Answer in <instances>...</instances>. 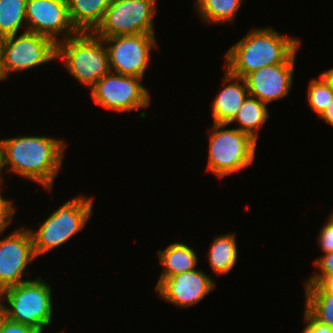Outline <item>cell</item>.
Segmentation results:
<instances>
[{
    "label": "cell",
    "instance_id": "6da1fadb",
    "mask_svg": "<svg viewBox=\"0 0 333 333\" xmlns=\"http://www.w3.org/2000/svg\"><path fill=\"white\" fill-rule=\"evenodd\" d=\"M67 147L65 140L47 136H20L0 140L2 171L16 173L51 192ZM7 167V168H6Z\"/></svg>",
    "mask_w": 333,
    "mask_h": 333
},
{
    "label": "cell",
    "instance_id": "7a4b0ae2",
    "mask_svg": "<svg viewBox=\"0 0 333 333\" xmlns=\"http://www.w3.org/2000/svg\"><path fill=\"white\" fill-rule=\"evenodd\" d=\"M300 38L289 37L274 28H252L225 54V68L245 78L265 66L284 63L300 47Z\"/></svg>",
    "mask_w": 333,
    "mask_h": 333
},
{
    "label": "cell",
    "instance_id": "3957f363",
    "mask_svg": "<svg viewBox=\"0 0 333 333\" xmlns=\"http://www.w3.org/2000/svg\"><path fill=\"white\" fill-rule=\"evenodd\" d=\"M56 59L62 60L70 76L87 88L110 72L106 44L93 32H79L57 43Z\"/></svg>",
    "mask_w": 333,
    "mask_h": 333
},
{
    "label": "cell",
    "instance_id": "277c9868",
    "mask_svg": "<svg viewBox=\"0 0 333 333\" xmlns=\"http://www.w3.org/2000/svg\"><path fill=\"white\" fill-rule=\"evenodd\" d=\"M52 300V287L40 276L0 292V303L5 308L6 317L34 327L41 333L51 325Z\"/></svg>",
    "mask_w": 333,
    "mask_h": 333
},
{
    "label": "cell",
    "instance_id": "5b68a950",
    "mask_svg": "<svg viewBox=\"0 0 333 333\" xmlns=\"http://www.w3.org/2000/svg\"><path fill=\"white\" fill-rule=\"evenodd\" d=\"M93 197L76 196L52 212L36 231L28 229L36 257L56 249L83 231L92 216Z\"/></svg>",
    "mask_w": 333,
    "mask_h": 333
},
{
    "label": "cell",
    "instance_id": "8992f818",
    "mask_svg": "<svg viewBox=\"0 0 333 333\" xmlns=\"http://www.w3.org/2000/svg\"><path fill=\"white\" fill-rule=\"evenodd\" d=\"M209 136L207 172L220 179L249 167L256 157L257 141L227 124H212Z\"/></svg>",
    "mask_w": 333,
    "mask_h": 333
},
{
    "label": "cell",
    "instance_id": "52a82bcc",
    "mask_svg": "<svg viewBox=\"0 0 333 333\" xmlns=\"http://www.w3.org/2000/svg\"><path fill=\"white\" fill-rule=\"evenodd\" d=\"M156 0H111L93 33L99 38L155 34Z\"/></svg>",
    "mask_w": 333,
    "mask_h": 333
},
{
    "label": "cell",
    "instance_id": "ba28073f",
    "mask_svg": "<svg viewBox=\"0 0 333 333\" xmlns=\"http://www.w3.org/2000/svg\"><path fill=\"white\" fill-rule=\"evenodd\" d=\"M142 80L136 76L110 71L90 88V95L96 105L118 113L146 110L150 105V94L141 84Z\"/></svg>",
    "mask_w": 333,
    "mask_h": 333
},
{
    "label": "cell",
    "instance_id": "9c48e42d",
    "mask_svg": "<svg viewBox=\"0 0 333 333\" xmlns=\"http://www.w3.org/2000/svg\"><path fill=\"white\" fill-rule=\"evenodd\" d=\"M57 58V44L49 37L29 31L7 36L3 55V80Z\"/></svg>",
    "mask_w": 333,
    "mask_h": 333
},
{
    "label": "cell",
    "instance_id": "30bf717a",
    "mask_svg": "<svg viewBox=\"0 0 333 333\" xmlns=\"http://www.w3.org/2000/svg\"><path fill=\"white\" fill-rule=\"evenodd\" d=\"M155 36V34H136L103 38L110 71L144 79L151 51L158 47Z\"/></svg>",
    "mask_w": 333,
    "mask_h": 333
},
{
    "label": "cell",
    "instance_id": "8fae6325",
    "mask_svg": "<svg viewBox=\"0 0 333 333\" xmlns=\"http://www.w3.org/2000/svg\"><path fill=\"white\" fill-rule=\"evenodd\" d=\"M26 21L27 31L56 44L79 33L71 22L67 0H27Z\"/></svg>",
    "mask_w": 333,
    "mask_h": 333
},
{
    "label": "cell",
    "instance_id": "7c38bea8",
    "mask_svg": "<svg viewBox=\"0 0 333 333\" xmlns=\"http://www.w3.org/2000/svg\"><path fill=\"white\" fill-rule=\"evenodd\" d=\"M34 259L37 257L27 228H17L0 239V292L28 281L22 277L28 264Z\"/></svg>",
    "mask_w": 333,
    "mask_h": 333
},
{
    "label": "cell",
    "instance_id": "4fadbf2b",
    "mask_svg": "<svg viewBox=\"0 0 333 333\" xmlns=\"http://www.w3.org/2000/svg\"><path fill=\"white\" fill-rule=\"evenodd\" d=\"M296 50L284 63L273 64L248 74L244 79L249 95L267 105L285 98L293 83Z\"/></svg>",
    "mask_w": 333,
    "mask_h": 333
},
{
    "label": "cell",
    "instance_id": "5bb4252c",
    "mask_svg": "<svg viewBox=\"0 0 333 333\" xmlns=\"http://www.w3.org/2000/svg\"><path fill=\"white\" fill-rule=\"evenodd\" d=\"M207 273L199 269L165 278L157 287L158 295L178 308H188L199 303L216 286Z\"/></svg>",
    "mask_w": 333,
    "mask_h": 333
},
{
    "label": "cell",
    "instance_id": "9a60e30c",
    "mask_svg": "<svg viewBox=\"0 0 333 333\" xmlns=\"http://www.w3.org/2000/svg\"><path fill=\"white\" fill-rule=\"evenodd\" d=\"M223 78V89L212 102L213 123L227 124L235 118L237 112L249 95L244 78L232 75L226 68Z\"/></svg>",
    "mask_w": 333,
    "mask_h": 333
},
{
    "label": "cell",
    "instance_id": "2e32d148",
    "mask_svg": "<svg viewBox=\"0 0 333 333\" xmlns=\"http://www.w3.org/2000/svg\"><path fill=\"white\" fill-rule=\"evenodd\" d=\"M163 267L157 287L165 278L196 269L198 256L192 247L182 242L169 244L165 249L157 251Z\"/></svg>",
    "mask_w": 333,
    "mask_h": 333
},
{
    "label": "cell",
    "instance_id": "e0dca14e",
    "mask_svg": "<svg viewBox=\"0 0 333 333\" xmlns=\"http://www.w3.org/2000/svg\"><path fill=\"white\" fill-rule=\"evenodd\" d=\"M111 0H67L72 24L79 32H93L102 22Z\"/></svg>",
    "mask_w": 333,
    "mask_h": 333
},
{
    "label": "cell",
    "instance_id": "ac0fdd59",
    "mask_svg": "<svg viewBox=\"0 0 333 333\" xmlns=\"http://www.w3.org/2000/svg\"><path fill=\"white\" fill-rule=\"evenodd\" d=\"M237 241L234 233L218 235L213 239L208 251V260L213 274L225 275L238 262Z\"/></svg>",
    "mask_w": 333,
    "mask_h": 333
},
{
    "label": "cell",
    "instance_id": "d6986e66",
    "mask_svg": "<svg viewBox=\"0 0 333 333\" xmlns=\"http://www.w3.org/2000/svg\"><path fill=\"white\" fill-rule=\"evenodd\" d=\"M269 116L267 104L248 95L237 115L229 124L237 122L238 130L249 134L258 141V131L266 123Z\"/></svg>",
    "mask_w": 333,
    "mask_h": 333
},
{
    "label": "cell",
    "instance_id": "ffe728a7",
    "mask_svg": "<svg viewBox=\"0 0 333 333\" xmlns=\"http://www.w3.org/2000/svg\"><path fill=\"white\" fill-rule=\"evenodd\" d=\"M243 0H195V10L206 24L234 23Z\"/></svg>",
    "mask_w": 333,
    "mask_h": 333
},
{
    "label": "cell",
    "instance_id": "44dd1931",
    "mask_svg": "<svg viewBox=\"0 0 333 333\" xmlns=\"http://www.w3.org/2000/svg\"><path fill=\"white\" fill-rule=\"evenodd\" d=\"M27 0H0V34L7 37L27 31Z\"/></svg>",
    "mask_w": 333,
    "mask_h": 333
},
{
    "label": "cell",
    "instance_id": "7402d4cb",
    "mask_svg": "<svg viewBox=\"0 0 333 333\" xmlns=\"http://www.w3.org/2000/svg\"><path fill=\"white\" fill-rule=\"evenodd\" d=\"M305 310L322 324L333 330V293L327 291H304Z\"/></svg>",
    "mask_w": 333,
    "mask_h": 333
},
{
    "label": "cell",
    "instance_id": "603a6c76",
    "mask_svg": "<svg viewBox=\"0 0 333 333\" xmlns=\"http://www.w3.org/2000/svg\"><path fill=\"white\" fill-rule=\"evenodd\" d=\"M307 102L316 115H320L333 99V91L319 76L310 80L307 88Z\"/></svg>",
    "mask_w": 333,
    "mask_h": 333
},
{
    "label": "cell",
    "instance_id": "cb8c5ba5",
    "mask_svg": "<svg viewBox=\"0 0 333 333\" xmlns=\"http://www.w3.org/2000/svg\"><path fill=\"white\" fill-rule=\"evenodd\" d=\"M313 264L320 271H315V274L306 279L305 284H318L325 276L333 275V252L325 253L314 260Z\"/></svg>",
    "mask_w": 333,
    "mask_h": 333
},
{
    "label": "cell",
    "instance_id": "d4e9b609",
    "mask_svg": "<svg viewBox=\"0 0 333 333\" xmlns=\"http://www.w3.org/2000/svg\"><path fill=\"white\" fill-rule=\"evenodd\" d=\"M318 245L324 254L333 252V223L329 219L319 231Z\"/></svg>",
    "mask_w": 333,
    "mask_h": 333
},
{
    "label": "cell",
    "instance_id": "484cf974",
    "mask_svg": "<svg viewBox=\"0 0 333 333\" xmlns=\"http://www.w3.org/2000/svg\"><path fill=\"white\" fill-rule=\"evenodd\" d=\"M304 320L306 324L302 333H333L331 327L316 321L305 309Z\"/></svg>",
    "mask_w": 333,
    "mask_h": 333
},
{
    "label": "cell",
    "instance_id": "4316f807",
    "mask_svg": "<svg viewBox=\"0 0 333 333\" xmlns=\"http://www.w3.org/2000/svg\"><path fill=\"white\" fill-rule=\"evenodd\" d=\"M0 333H41V332L35 329L34 327L14 322L6 318L2 325Z\"/></svg>",
    "mask_w": 333,
    "mask_h": 333
},
{
    "label": "cell",
    "instance_id": "83f0119b",
    "mask_svg": "<svg viewBox=\"0 0 333 333\" xmlns=\"http://www.w3.org/2000/svg\"><path fill=\"white\" fill-rule=\"evenodd\" d=\"M305 291H327L333 293V275L325 276L318 284H304Z\"/></svg>",
    "mask_w": 333,
    "mask_h": 333
},
{
    "label": "cell",
    "instance_id": "f1b7e54d",
    "mask_svg": "<svg viewBox=\"0 0 333 333\" xmlns=\"http://www.w3.org/2000/svg\"><path fill=\"white\" fill-rule=\"evenodd\" d=\"M16 211H0V234H3L13 220Z\"/></svg>",
    "mask_w": 333,
    "mask_h": 333
},
{
    "label": "cell",
    "instance_id": "f546056e",
    "mask_svg": "<svg viewBox=\"0 0 333 333\" xmlns=\"http://www.w3.org/2000/svg\"><path fill=\"white\" fill-rule=\"evenodd\" d=\"M321 120H324L326 124L333 127V99L327 105L325 110L319 115Z\"/></svg>",
    "mask_w": 333,
    "mask_h": 333
},
{
    "label": "cell",
    "instance_id": "4dcf8cb0",
    "mask_svg": "<svg viewBox=\"0 0 333 333\" xmlns=\"http://www.w3.org/2000/svg\"><path fill=\"white\" fill-rule=\"evenodd\" d=\"M3 183V179H0V189ZM0 211H16L15 204L12 202V199H7L3 197L0 191Z\"/></svg>",
    "mask_w": 333,
    "mask_h": 333
},
{
    "label": "cell",
    "instance_id": "1f68e13d",
    "mask_svg": "<svg viewBox=\"0 0 333 333\" xmlns=\"http://www.w3.org/2000/svg\"><path fill=\"white\" fill-rule=\"evenodd\" d=\"M320 77L327 84V86L333 91V68L323 71Z\"/></svg>",
    "mask_w": 333,
    "mask_h": 333
},
{
    "label": "cell",
    "instance_id": "d6a6232c",
    "mask_svg": "<svg viewBox=\"0 0 333 333\" xmlns=\"http://www.w3.org/2000/svg\"><path fill=\"white\" fill-rule=\"evenodd\" d=\"M6 37L0 34V81H3V55Z\"/></svg>",
    "mask_w": 333,
    "mask_h": 333
},
{
    "label": "cell",
    "instance_id": "836d02e7",
    "mask_svg": "<svg viewBox=\"0 0 333 333\" xmlns=\"http://www.w3.org/2000/svg\"><path fill=\"white\" fill-rule=\"evenodd\" d=\"M6 318L5 308L3 307L2 303H0V331Z\"/></svg>",
    "mask_w": 333,
    "mask_h": 333
},
{
    "label": "cell",
    "instance_id": "e575fe53",
    "mask_svg": "<svg viewBox=\"0 0 333 333\" xmlns=\"http://www.w3.org/2000/svg\"><path fill=\"white\" fill-rule=\"evenodd\" d=\"M330 216H329V220L333 223V211H331V214H329Z\"/></svg>",
    "mask_w": 333,
    "mask_h": 333
}]
</instances>
